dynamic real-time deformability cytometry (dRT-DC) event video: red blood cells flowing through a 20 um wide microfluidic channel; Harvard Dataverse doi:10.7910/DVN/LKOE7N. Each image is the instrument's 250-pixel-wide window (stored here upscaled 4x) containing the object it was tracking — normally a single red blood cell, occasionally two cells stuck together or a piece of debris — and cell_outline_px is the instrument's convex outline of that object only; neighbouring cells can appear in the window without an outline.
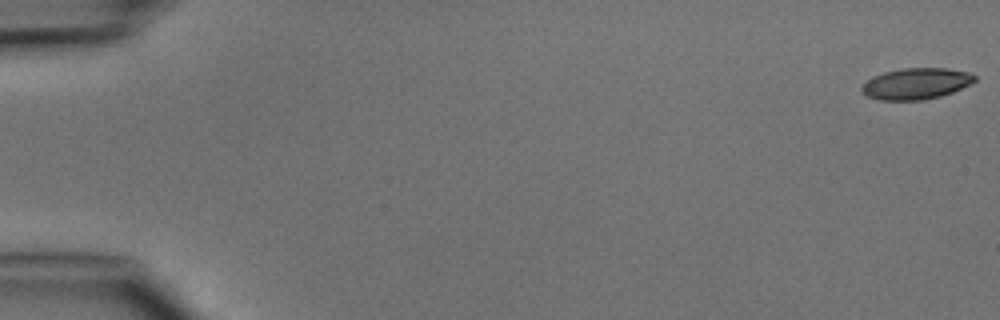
{"species": "common noctule bat (a hibernating species)", "species_latin": "Nyctalus noctula", "temperature_condition": "cold", "stored_images_in_passage": 5, "camera_frame_rate_fps": 3000, "um_per_image_px": 0.085, "animal": {"sex": "male", "body_mass_g": 15.6}, "frame": {"image": 1, "passage_image": 1, "time_ms": 0.0, "image_size_px": [1000, 320], "cell_outline_px": [[976, 80], [952, 92], [940, 96], [924, 100], [880, 100], [868, 96], [860, 88], [872, 76], [884, 72], [904, 68], [948, 68], [968, 72], [976, 76]], "centroid_in_image_um": [77.86, 7.1], "position_along_channel_um": 7.1, "area_um2": 20.35}}
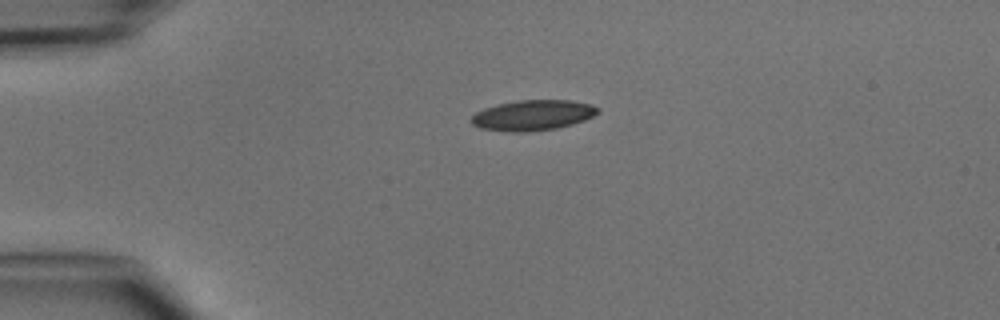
{"frame": {"image": 2, "passage_image": 4, "time_ms": 3.667, "image_size_px": [1000, 320], "cell_outline_px": [[600, 112], [584, 120], [572, 124], [556, 128], [528, 132], [508, 132], [480, 128], [472, 124], [468, 120], [476, 112], [484, 108], [496, 104], [516, 100], [572, 100], [592, 104], [600, 108]], "centroid_in_image_um": [45.27, 9.79], "position_along_channel_um": 39.7, "area_um2": 22.72}}